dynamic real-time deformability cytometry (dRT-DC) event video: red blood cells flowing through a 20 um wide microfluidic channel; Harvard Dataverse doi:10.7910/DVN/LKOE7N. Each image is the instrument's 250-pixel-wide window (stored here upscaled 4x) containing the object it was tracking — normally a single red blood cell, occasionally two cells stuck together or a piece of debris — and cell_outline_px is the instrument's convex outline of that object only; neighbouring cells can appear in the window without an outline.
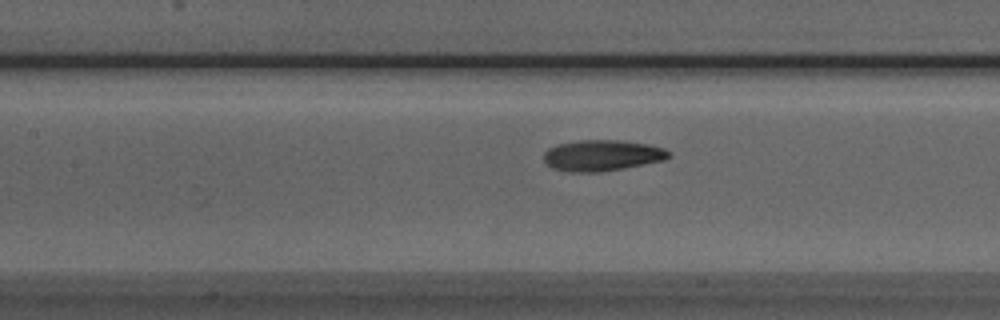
{"species": "Egyptian fruit bat (a non-hibernating species)", "species_latin": "Rousettus aegyptiacus", "temperature_condition": "room temperature", "stored_images_in_passage": 40, "camera_frame_rate_fps": 3000, "um_per_image_px": 0.085, "animal": {"sex": "male"}, "frame": {"image": 1, "passage_image": 11, "time_ms": 3.333, "image_size_px": [1000, 320], "cell_outline_px": [[672, 156], [664, 160], [624, 168], [600, 172], [568, 172], [552, 168], [544, 160], [544, 152], [548, 148], [556, 144], [580, 140], [616, 140], [648, 144], [664, 148], [672, 152]], "centroid_in_image_um": [51.19, 13.21], "position_along_channel_um": 156.2, "area_um2": 22.72}}
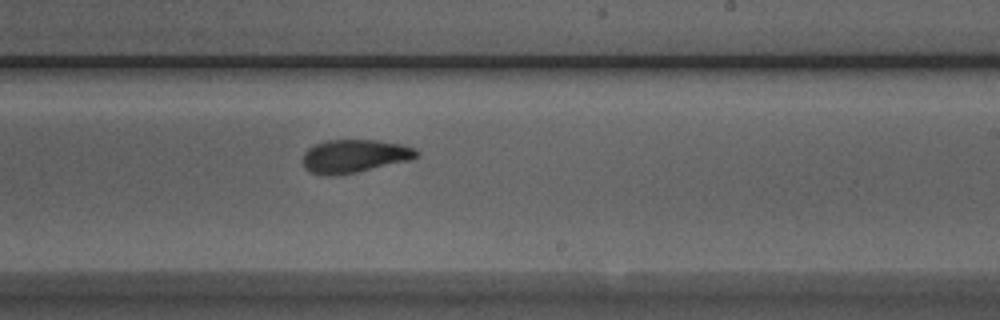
{"frame": {"image": 2, "passage_image": 19, "time_ms": 6.0, "image_size_px": [1000, 320], "cell_outline_px": [[420, 156], [412, 160], [356, 172], [332, 176], [328, 176], [308, 172], [304, 168], [300, 160], [304, 152], [308, 148], [316, 144], [328, 140], [376, 140], [404, 144], [416, 148], [420, 152]], "centroid_in_image_um": [30.14, 13.27], "position_along_channel_um": 258.9, "area_um2": 22.48}}
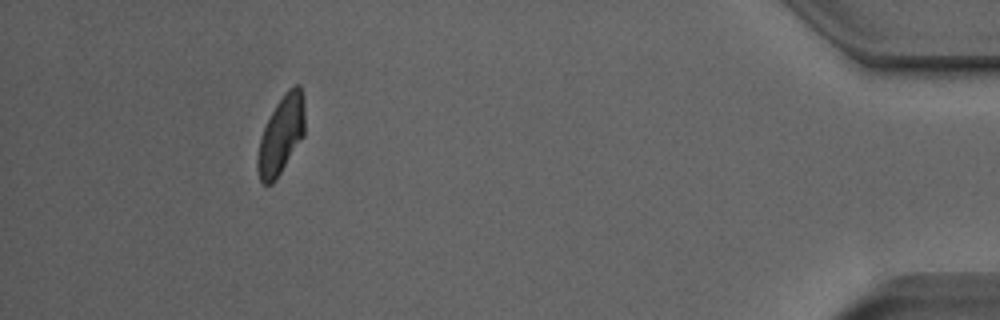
{"frame": {"image": 3, "passage_image": 36, "time_ms": 11.667, "image_size_px": [1000, 320], "cell_outline_px": [[304, 136], [276, 180], [272, 184], [264, 184], [260, 180], [256, 168], [256, 160], [260, 136], [276, 104], [288, 88], [296, 84], [300, 84], [304, 96]], "centroid_in_image_um": [23.9, 11.48], "position_along_channel_um": 411.3, "area_um2": 21.68}, "authors_computed_cell_mechanics": {"area_um2": 22.2241, "velocity_mm_per_s": 3.8652, "shape_relaxation_time_tau1_ms": 5.3792, "shape_relaxation_time_tau2_ms": 2.6272, "deformation_change_tau1": 0.1687, "deformation_change_tau2": 0.0706}}